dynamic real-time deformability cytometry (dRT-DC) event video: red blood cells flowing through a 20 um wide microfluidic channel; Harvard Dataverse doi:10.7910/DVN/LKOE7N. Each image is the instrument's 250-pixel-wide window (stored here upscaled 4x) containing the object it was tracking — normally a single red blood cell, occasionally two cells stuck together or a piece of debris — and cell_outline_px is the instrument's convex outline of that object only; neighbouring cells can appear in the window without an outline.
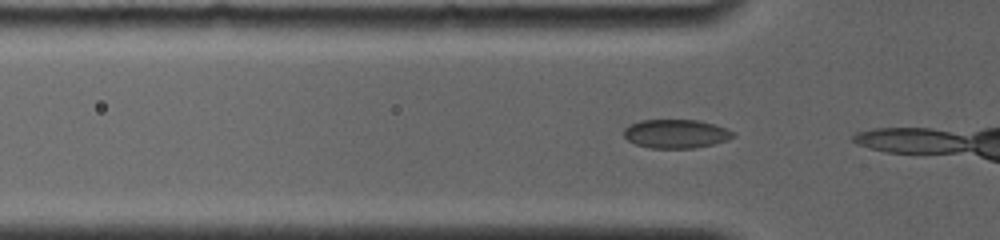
{"species": "common noctule bat (a hibernating species)", "species_latin": "Nyctalus noctula", "temperature_condition": "room temperature", "stored_images_in_passage": 4, "camera_frame_rate_fps": 4000, "um_per_image_px": 0.085, "animal": {"sex": "female", "body_mass_g": 19.0, "forearm_length_mm": 56.7}, "frame": {"image": 1, "passage_image": 3, "time_ms": 0.5, "image_size_px": [1000, 240], "cell_outline_px": [[736, 136], [728, 140], [696, 148], [648, 148], [636, 144], [628, 140], [624, 136], [624, 128], [640, 120], [696, 120], [716, 124], [732, 132]], "centroid_in_image_um": [57.45, 11.37], "position_along_channel_um": 68.3, "area_um2": 18.26}}